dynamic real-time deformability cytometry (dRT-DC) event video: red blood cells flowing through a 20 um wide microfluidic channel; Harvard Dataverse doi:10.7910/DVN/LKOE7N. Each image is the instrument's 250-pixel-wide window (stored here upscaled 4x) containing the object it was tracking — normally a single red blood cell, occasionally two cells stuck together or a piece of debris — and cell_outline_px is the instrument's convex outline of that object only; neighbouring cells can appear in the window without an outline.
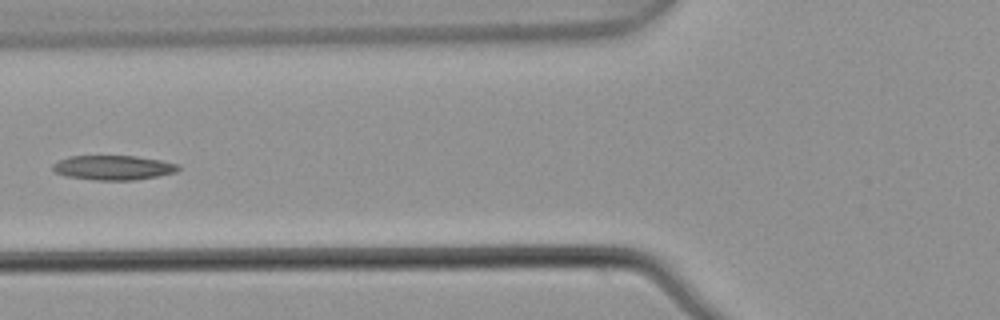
{"species": "common noctule bat (a hibernating species)", "species_latin": "Nyctalus noctula", "temperature_condition": "warm", "stored_images_in_passage": 6, "camera_frame_rate_fps": 3000, "um_per_image_px": 0.085, "animal": {"sex": "male", "body_mass_g": 21.5, "forearm_length_mm": 52.0}, "frame": {"image": 1, "passage_image": 6, "time_ms": 1.667, "image_size_px": [1000, 320], "cell_outline_px": [[180, 168], [176, 172], [136, 180], [96, 180], [68, 176], [56, 172], [52, 168], [52, 164], [68, 156], [136, 156], [160, 160], [180, 164]], "centroid_in_image_um": [9.66, 14.24], "position_along_channel_um": 116.1, "area_um2": 17.86}}